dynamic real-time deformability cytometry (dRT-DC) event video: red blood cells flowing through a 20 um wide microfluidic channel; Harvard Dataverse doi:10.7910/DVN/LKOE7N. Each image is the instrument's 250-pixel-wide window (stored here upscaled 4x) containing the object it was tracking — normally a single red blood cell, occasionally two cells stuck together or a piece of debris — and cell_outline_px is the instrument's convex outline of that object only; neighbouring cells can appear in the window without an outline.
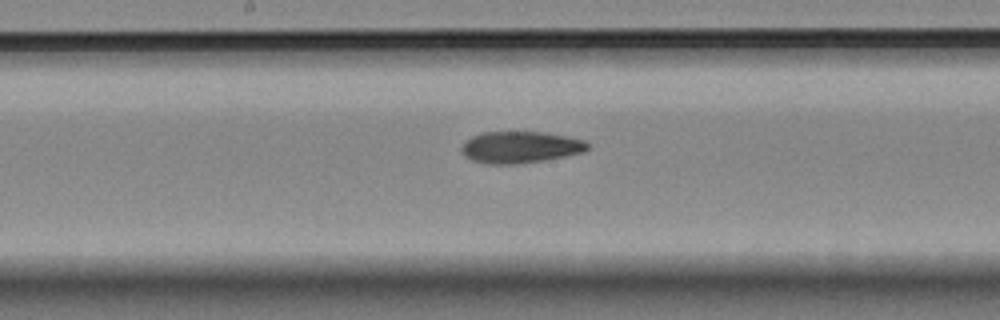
{"species": "Egyptian fruit bat (a non-hibernating species)", "species_latin": "Rousettus aegyptiacus", "temperature_condition": "room temperature", "stored_images_in_passage": 8, "segment_of_instrument_passage": [2, 2], "camera_frame_rate_fps": 3000, "um_per_image_px": 0.085, "animal": {"sex": "female"}, "frame": {"image": 1, "passage_image": 8, "time_ms": 2.333, "image_size_px": [1000, 320], "cell_outline_px": [[588, 148], [584, 152], [544, 160], [516, 164], [484, 164], [472, 160], [464, 156], [460, 152], [460, 148], [464, 140], [480, 132], [544, 132], [584, 140], [588, 144]], "centroid_in_image_um": [44.14, 12.51], "position_along_channel_um": 204.1, "area_um2": 23.41}}